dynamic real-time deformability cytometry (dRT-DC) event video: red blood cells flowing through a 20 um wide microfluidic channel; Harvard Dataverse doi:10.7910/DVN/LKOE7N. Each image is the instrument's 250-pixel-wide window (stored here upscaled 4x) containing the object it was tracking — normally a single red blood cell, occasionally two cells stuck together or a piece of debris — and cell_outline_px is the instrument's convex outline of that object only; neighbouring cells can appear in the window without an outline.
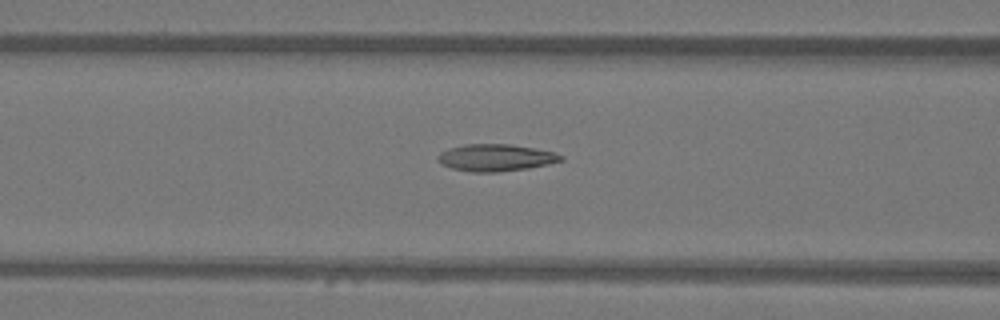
{"species": "Egyptian fruit bat (a non-hibernating species)", "species_latin": "Rousettus aegyptiacus", "temperature_condition": "warm", "stored_images_in_passage": 40, "camera_frame_rate_fps": 3000, "um_per_image_px": 0.085, "animal": {"sex": "female"}, "frame": {"image": 1, "passage_image": 20, "time_ms": 6.333, "image_size_px": [1000, 320], "cell_outline_px": [[564, 160], [548, 164], [528, 168], [496, 172], [468, 172], [452, 168], [440, 164], [436, 160], [436, 156], [440, 152], [448, 148], [464, 144], [512, 144], [536, 148], [552, 152], [564, 156]], "centroid_in_image_um": [42.09, 13.4], "position_along_channel_um": 124.5, "area_um2": 19.59}}
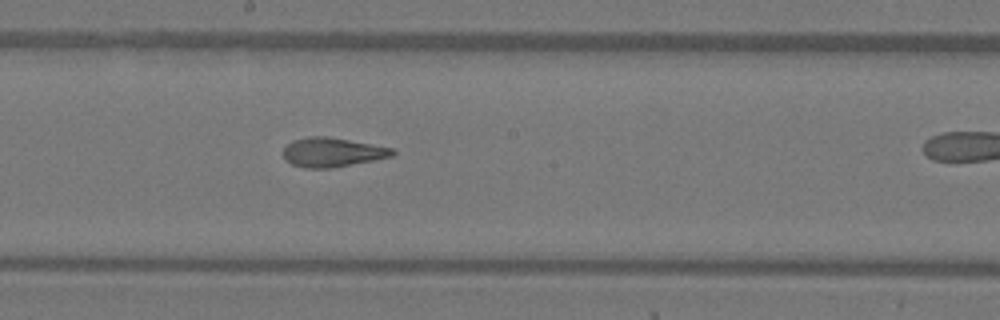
{"frame": {"image": 2, "passage_image": 27, "time_ms": 8.667, "image_size_px": [1000, 320], "cell_outline_px": [[396, 152], [392, 156], [332, 168], [304, 168], [292, 164], [284, 156], [284, 148], [292, 140], [308, 136], [328, 136], [392, 148]], "centroid_in_image_um": [28.23, 12.93], "position_along_channel_um": 220.0, "area_um2": 18.38}}
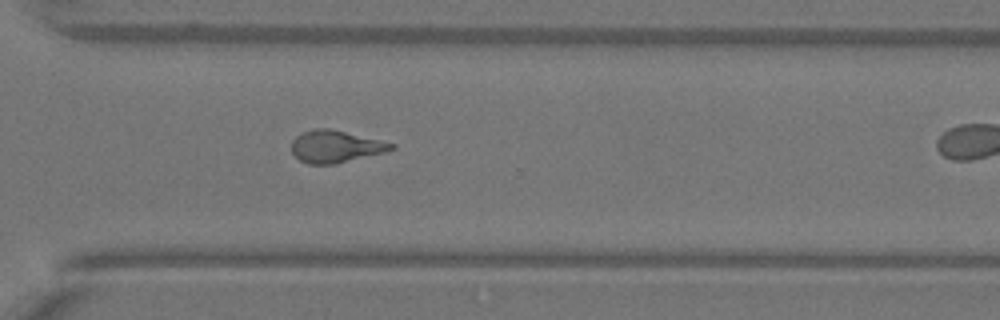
{"frame": {"image": 3, "passage_image": 36, "time_ms": 11.667, "image_size_px": [1000, 320], "cell_outline_px": [[396, 148], [384, 152], [336, 164], [308, 164], [300, 160], [292, 152], [292, 140], [296, 136], [304, 132], [316, 128], [328, 128], [396, 144]], "centroid_in_image_um": [28.51, 12.46], "position_along_channel_um": 342.1, "area_um2": 18.44}}